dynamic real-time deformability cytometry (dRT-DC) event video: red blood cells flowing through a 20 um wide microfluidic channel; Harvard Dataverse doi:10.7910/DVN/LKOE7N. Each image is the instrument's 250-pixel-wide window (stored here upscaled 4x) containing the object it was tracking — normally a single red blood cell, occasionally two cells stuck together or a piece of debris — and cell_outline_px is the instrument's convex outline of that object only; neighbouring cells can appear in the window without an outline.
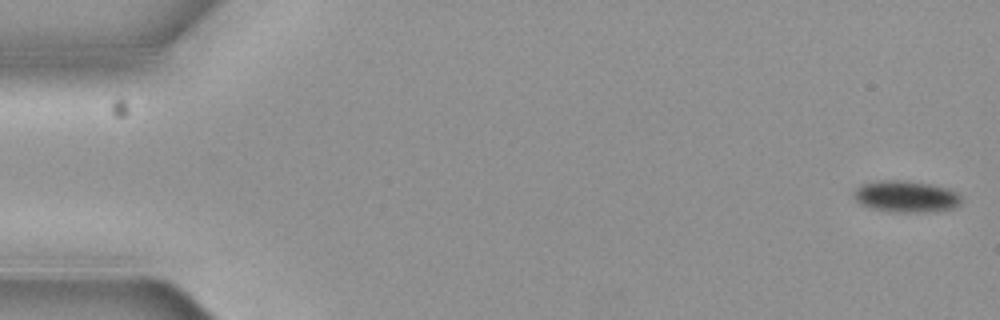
{"species": "common noctule bat (a hibernating species)", "species_latin": "Nyctalus noctula", "temperature_condition": "cold", "stored_images_in_passage": 7, "camera_frame_rate_fps": 3000, "um_per_image_px": 0.085, "animal": {"sex": "female", "body_mass_g": 19.3, "forearm_length_mm": 54.1}, "frame": {"image": 1, "passage_image": 1, "time_ms": 0.0, "image_size_px": [1000, 320], "cell_outline_px": [[960, 204], [956, 208], [940, 212], [888, 212], [868, 208], [860, 204], [856, 200], [856, 188], [864, 184], [892, 180], [896, 180], [928, 184], [944, 188], [956, 192], [960, 196]], "centroid_in_image_um": [77.05, 16.75], "position_along_channel_um": 7.9, "area_um2": 19.54}}
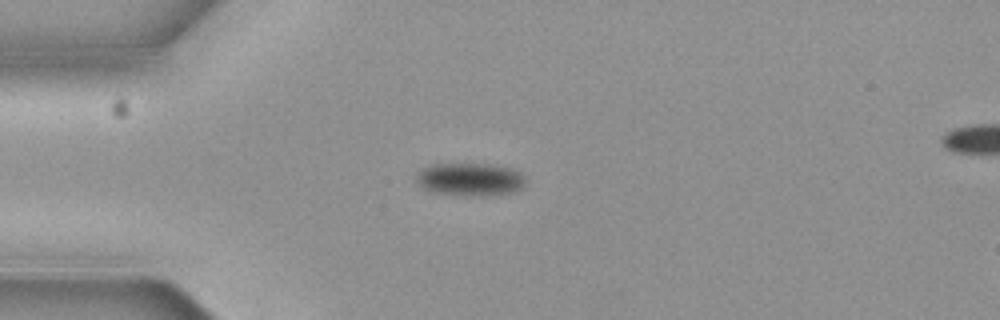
{"frame": {"image": 2, "passage_image": 5, "time_ms": 1.333, "image_size_px": [1000, 320], "cell_outline_px": [[524, 188], [512, 192], [436, 192], [424, 188], [416, 180], [416, 172], [428, 164], [488, 164], [512, 168], [520, 172], [524, 176]], "centroid_in_image_um": [39.93, 15.16], "position_along_channel_um": 45.1, "area_um2": 19.71}}
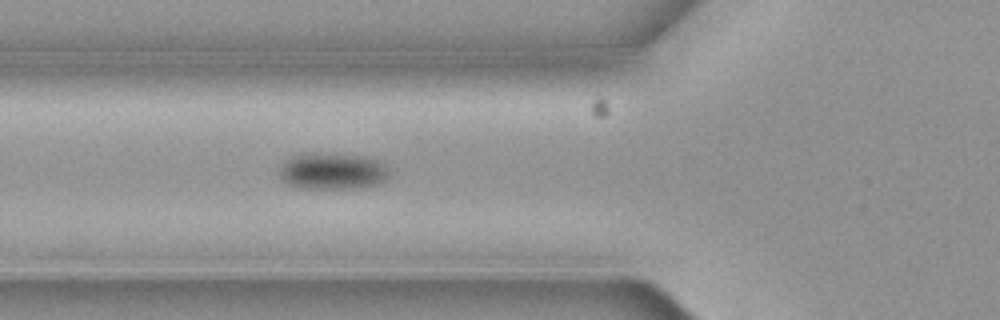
{"frame": {"image": 3, "passage_image": 7, "time_ms": 2.0, "image_size_px": [1000, 320], "cell_outline_px": [[392, 172], [380, 184], [360, 188], [296, 188], [280, 180], [276, 172], [280, 164], [284, 160], [292, 156], [312, 152], [364, 156], [380, 160]], "centroid_in_image_um": [28.22, 14.55], "position_along_channel_um": 97.6, "area_um2": 24.16}}